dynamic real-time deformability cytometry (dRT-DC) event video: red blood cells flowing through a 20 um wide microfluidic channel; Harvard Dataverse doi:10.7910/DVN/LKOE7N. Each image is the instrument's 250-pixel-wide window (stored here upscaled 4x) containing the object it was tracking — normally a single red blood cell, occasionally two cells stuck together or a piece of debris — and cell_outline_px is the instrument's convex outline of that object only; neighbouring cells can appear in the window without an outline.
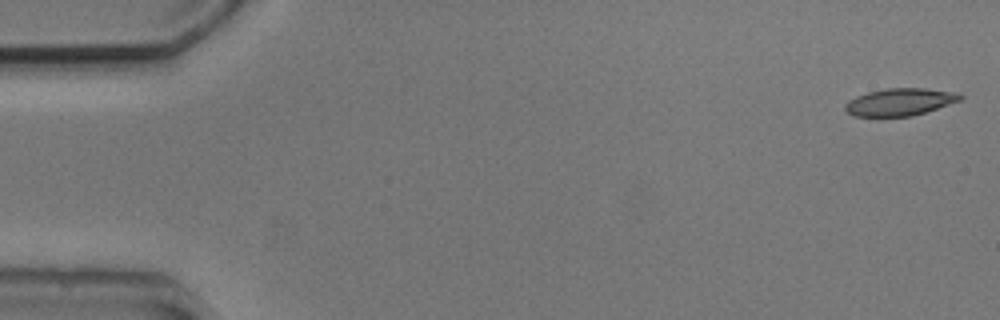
{"species": "common noctule bat (a hibernating species)", "species_latin": "Nyctalus noctula", "temperature_condition": "cold", "stored_images_in_passage": 15, "camera_frame_rate_fps": 3000, "um_per_image_px": 0.085, "animal": {"sex": "male", "body_mass_g": 20.5, "forearm_length_mm": 52.5}, "frame": {"image": 1, "passage_image": 1, "time_ms": 0.0, "image_size_px": [1000, 320], "cell_outline_px": [[964, 96], [960, 100], [912, 116], [856, 116], [848, 112], [844, 108], [844, 104], [848, 100], [856, 96], [868, 92], [888, 88], [924, 88], [952, 92]], "centroid_in_image_um": [76.44, 8.66], "position_along_channel_um": 8.6, "area_um2": 17.98}}
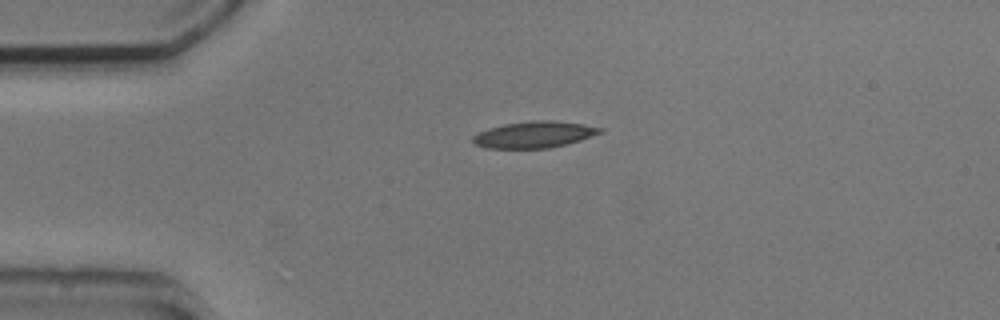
{"frame": {"image": 2, "passage_image": 12, "time_ms": 3.667, "image_size_px": [1000, 320], "cell_outline_px": [[604, 132], [568, 144], [548, 148], [488, 148], [476, 144], [472, 140], [472, 136], [488, 128], [504, 124], [536, 120], [552, 120], [584, 124], [604, 128]], "centroid_in_image_um": [45.46, 11.43], "position_along_channel_um": 39.5, "area_um2": 19.59}}